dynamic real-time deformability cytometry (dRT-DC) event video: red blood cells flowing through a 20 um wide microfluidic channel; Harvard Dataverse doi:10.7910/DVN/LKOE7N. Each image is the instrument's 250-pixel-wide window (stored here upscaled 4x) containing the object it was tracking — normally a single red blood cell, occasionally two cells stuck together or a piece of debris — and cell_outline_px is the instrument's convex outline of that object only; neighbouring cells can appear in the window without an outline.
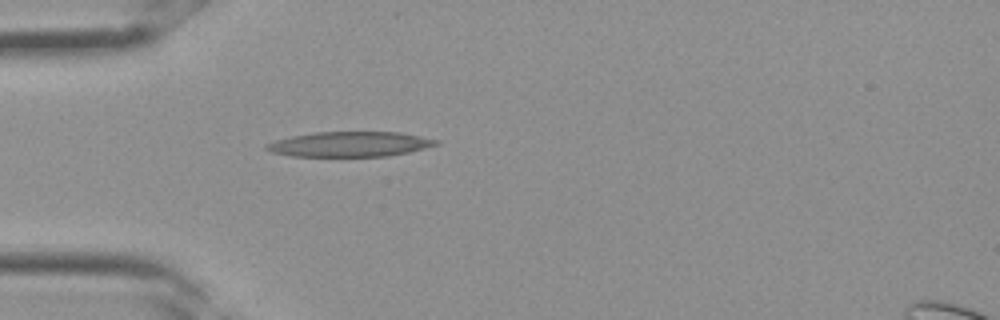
{"species": "Egyptian fruit bat (a non-hibernating species)", "species_latin": "Rousettus aegyptiacus", "temperature_condition": "room temperature", "stored_images_in_passage": 23, "camera_frame_rate_fps": 3000, "um_per_image_px": 0.085, "frame": {"image": 1, "passage_image": 1, "time_ms": 0.0, "image_size_px": [1000, 320], "cell_outline_px": [[440, 144], [408, 152], [388, 156], [292, 156], [272, 152], [264, 148], [264, 144], [276, 140], [292, 136], [316, 132], [400, 132], [440, 140]], "centroid_in_image_um": [29.74, 12.25], "position_along_channel_um": 55.3, "area_um2": 24.68}}
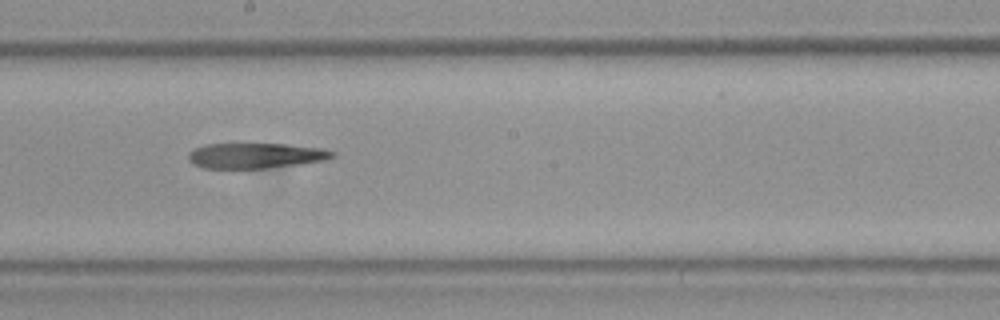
{"frame": {"image": 2, "passage_image": 10, "time_ms": 3.0, "image_size_px": [1000, 320], "cell_outline_px": [[336, 156], [324, 160], [300, 164], [268, 168], [204, 168], [192, 164], [188, 160], [188, 152], [204, 144], [284, 144], [324, 148], [336, 152]], "centroid_in_image_um": [21.74, 13.23], "position_along_channel_um": 226.5, "area_um2": 21.39}}
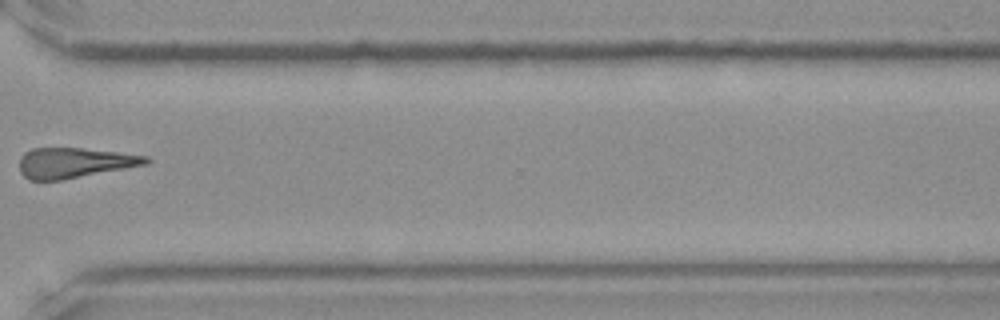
{"frame": {"image": 3, "passage_image": 17, "time_ms": 5.333, "image_size_px": [1000, 320], "cell_outline_px": [[152, 160], [148, 164], [64, 180], [28, 180], [20, 172], [20, 156], [24, 152], [32, 148], [84, 148], [120, 152], [148, 156]], "centroid_in_image_um": [6.35, 13.83], "position_along_channel_um": 364.3, "area_um2": 22.6}}